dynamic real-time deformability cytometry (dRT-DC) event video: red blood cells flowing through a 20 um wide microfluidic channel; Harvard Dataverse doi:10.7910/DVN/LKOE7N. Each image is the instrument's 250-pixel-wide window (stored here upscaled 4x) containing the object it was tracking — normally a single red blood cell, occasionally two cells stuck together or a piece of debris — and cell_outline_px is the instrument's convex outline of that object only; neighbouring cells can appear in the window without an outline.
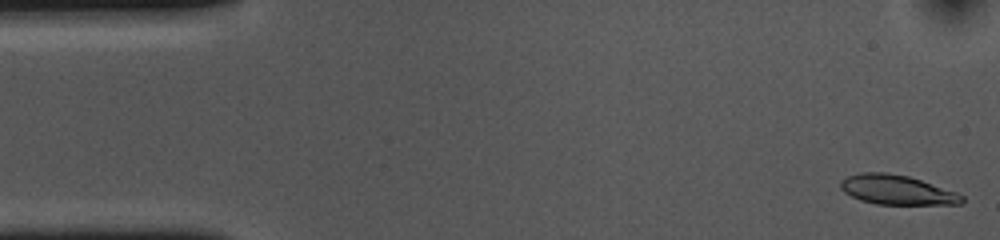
{"species": "common noctule bat (a hibernating species)", "species_latin": "Nyctalus noctula", "temperature_condition": "cold", "stored_images_in_passage": 53, "camera_frame_rate_fps": 3000, "um_per_image_px": 0.085, "animal": {"sex": "female", "body_mass_g": 10.0, "forearm_length_mm": 53.1}, "frame": {"image": 1, "passage_image": 1, "time_ms": 0.0, "image_size_px": [1000, 240], "cell_outline_px": [[964, 200], [960, 204], [876, 204], [860, 200], [844, 192], [840, 188], [840, 180], [848, 176], [860, 172], [888, 172], [908, 176], [956, 192], [964, 196]], "centroid_in_image_um": [76.2, 16.13], "position_along_channel_um": 8.8, "area_um2": 20.81}}
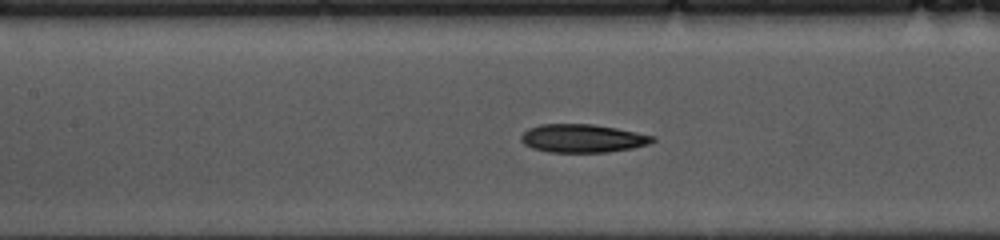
{"frame": {"image": 2, "passage_image": 22, "time_ms": 7.0, "image_size_px": [1000, 240], "cell_outline_px": [[656, 140], [648, 144], [632, 148], [608, 152], [548, 152], [532, 148], [524, 144], [520, 140], [520, 136], [528, 128], [540, 124], [592, 124], [616, 128], [656, 136]], "centroid_in_image_um": [49.51, 11.76], "position_along_channel_um": 157.9, "area_um2": 21.73}}
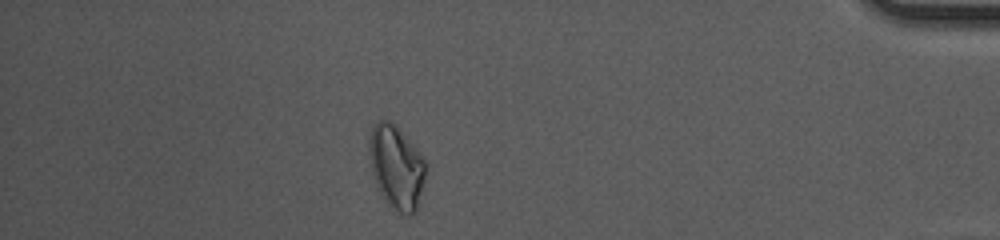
{"frame": {"image": 3, "passage_image": 46, "time_ms": 15.0, "image_size_px": [1000, 240], "cell_outline_px": [[428, 168], [416, 212], [408, 216], [404, 216], [388, 204], [384, 200], [372, 176], [368, 152], [368, 140], [372, 124], [376, 120], [388, 120], [428, 160]], "centroid_in_image_um": [33.7, 14.22], "position_along_channel_um": 401.5, "area_um2": 28.03}, "authors_computed_cell_mechanics": {"area_um2": 21.9062, "velocity_mm_per_s": 3.6602, "shape_relaxation_time_tau1_ms": 4.6512, "shape_relaxation_time_tau2_ms": 3.8039, "deformation_change_tau1": 0.1411, "deformation_change_tau2": 0.1076}}